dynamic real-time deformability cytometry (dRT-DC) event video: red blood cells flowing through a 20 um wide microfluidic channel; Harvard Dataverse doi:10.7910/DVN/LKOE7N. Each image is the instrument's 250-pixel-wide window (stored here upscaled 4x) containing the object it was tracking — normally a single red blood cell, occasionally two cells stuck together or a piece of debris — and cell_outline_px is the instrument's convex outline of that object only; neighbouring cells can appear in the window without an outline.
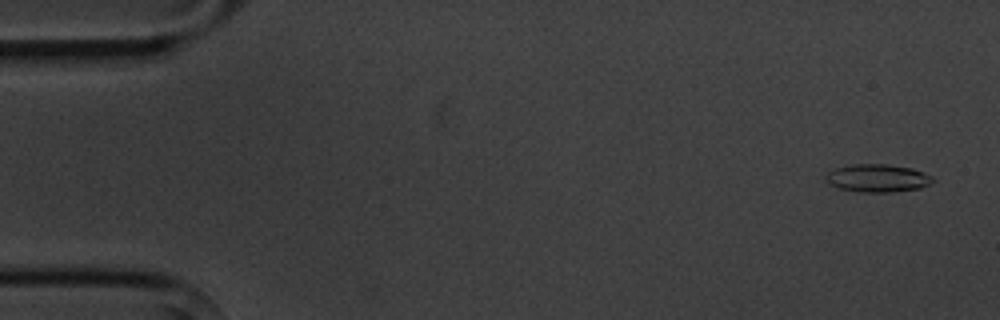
{"species": "common noctule bat (a hibernating species)", "species_latin": "Nyctalus noctula", "temperature_condition": "cold", "stored_images_in_passage": 3, "camera_frame_rate_fps": 3000, "um_per_image_px": 0.085, "animal": {"sex": "male", "body_mass_g": 20.1, "forearm_length_mm": 53.5}, "frame": {"image": 1, "passage_image": 1, "time_ms": 0.0, "image_size_px": [1000, 320], "cell_outline_px": [[936, 180], [920, 188], [892, 192], [860, 192], [840, 188], [832, 184], [824, 176], [828, 172], [836, 168], [852, 164], [888, 164], [912, 168], [924, 172], [932, 176]], "centroid_in_image_um": [74.64, 15.13], "position_along_channel_um": 10.4, "area_um2": 17.28}}